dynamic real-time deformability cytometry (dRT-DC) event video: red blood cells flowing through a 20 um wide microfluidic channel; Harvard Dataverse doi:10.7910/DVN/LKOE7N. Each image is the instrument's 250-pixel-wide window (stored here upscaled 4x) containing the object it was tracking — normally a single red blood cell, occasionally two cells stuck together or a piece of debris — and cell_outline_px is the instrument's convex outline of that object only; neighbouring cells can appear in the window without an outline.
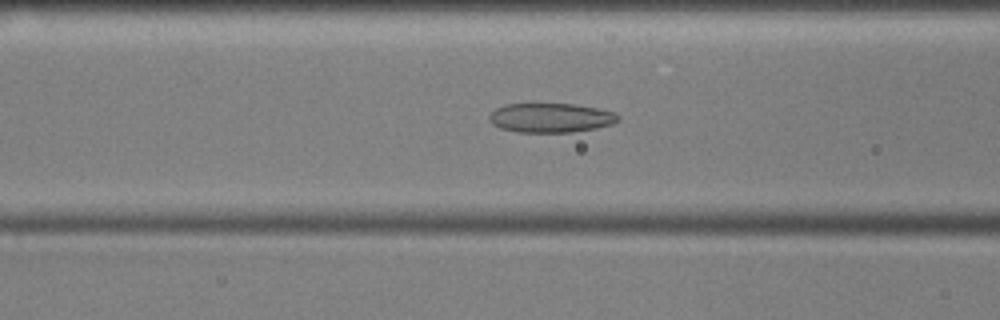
{"species": "common noctule bat (a hibernating species)", "species_latin": "Nyctalus noctula", "temperature_condition": "cold", "stored_images_in_passage": 47, "camera_frame_rate_fps": 3000, "um_per_image_px": 0.085, "animal": {"sex": "male", "body_mass_g": 17.9, "forearm_length_mm": 54.2}, "frame": {"image": 1, "passage_image": 20, "time_ms": 6.333, "image_size_px": [1000, 320], "cell_outline_px": [[620, 120], [612, 124], [596, 128], [572, 132], [516, 132], [500, 128], [492, 124], [488, 120], [488, 116], [496, 108], [504, 104], [576, 104], [600, 108], [616, 112], [620, 116]], "centroid_in_image_um": [46.83, 10.01], "position_along_channel_um": 119.8, "area_um2": 22.31}}
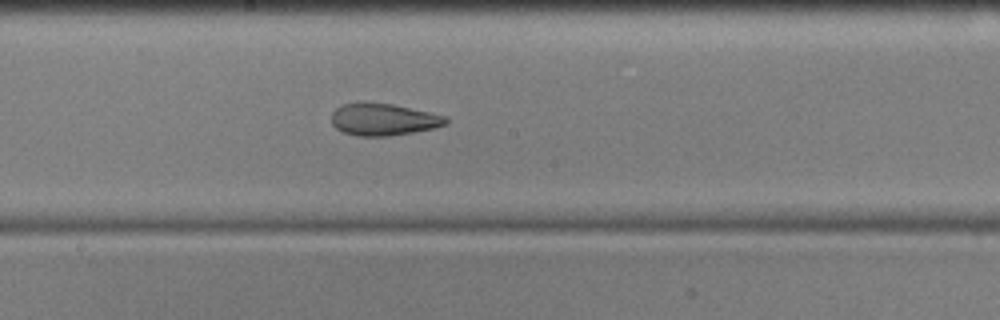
{"frame": {"image": 2, "passage_image": 28, "time_ms": 9.0, "image_size_px": [1000, 320], "cell_outline_px": [[448, 124], [432, 128], [412, 132], [388, 136], [356, 136], [344, 132], [336, 128], [332, 124], [332, 112], [336, 108], [344, 104], [364, 100], [392, 104], [448, 116]], "centroid_in_image_um": [32.57, 10.13], "position_along_channel_um": 215.6, "area_um2": 21.62}}
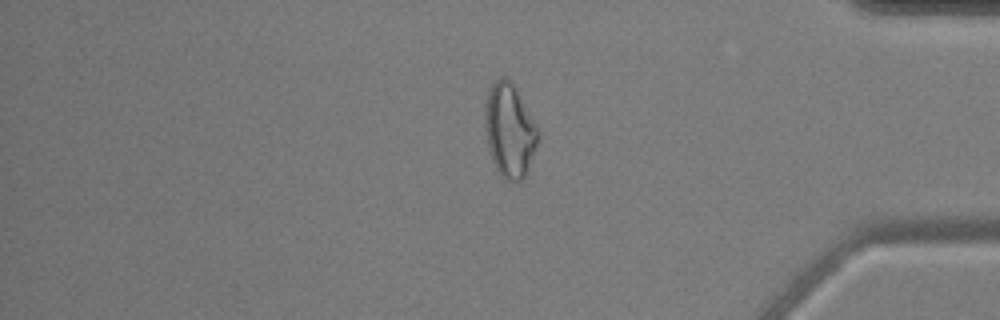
{"frame": {"image": 3, "passage_image": 45, "time_ms": 14.667, "image_size_px": [1000, 320], "cell_outline_px": [[540, 132], [528, 168], [524, 176], [516, 184], [504, 180], [500, 176], [492, 160], [488, 144], [484, 124], [484, 112], [488, 92], [492, 84], [500, 76], [504, 76], [516, 88], [536, 124]], "centroid_in_image_um": [43.3, 11.11], "position_along_channel_um": 391.9, "area_um2": 28.84}, "authors_computed_cell_mechanics": {"area_um2": 24.3338, "velocity_mm_per_s": 3.5841, "shape_relaxation_time_tau1_ms": null, "shape_relaxation_time_tau2_ms": 4.3698, "deformation_change_tau1": null, "deformation_change_tau2": 0.1282}}